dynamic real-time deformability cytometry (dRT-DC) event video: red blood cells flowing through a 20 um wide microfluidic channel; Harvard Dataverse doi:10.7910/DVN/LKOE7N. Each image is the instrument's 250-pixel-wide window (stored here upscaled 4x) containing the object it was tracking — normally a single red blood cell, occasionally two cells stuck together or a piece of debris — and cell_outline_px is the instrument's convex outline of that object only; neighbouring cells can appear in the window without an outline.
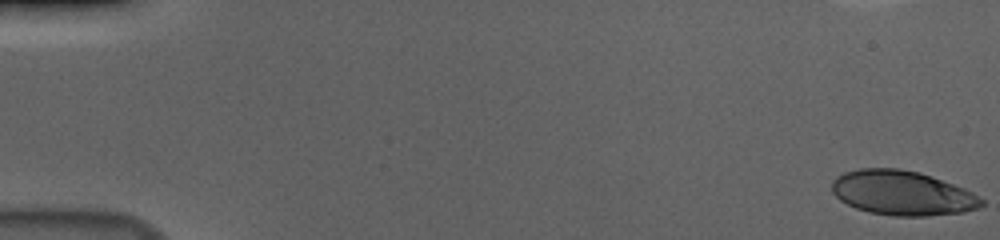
{"species": "human", "species_latin": "Homo sapiens", "temperature_condition": "cold", "stored_images_in_passage": 46, "camera_frame_rate_fps": 3000, "um_per_image_px": 0.085, "donor": {"sex": "male"}, "frame": {"image": 1, "passage_image": 1, "time_ms": 0.0, "image_size_px": [1000, 240], "cell_outline_px": [[984, 204], [980, 208], [964, 212], [928, 216], [892, 216], [868, 212], [856, 208], [840, 200], [832, 192], [832, 180], [836, 176], [844, 172], [860, 168], [900, 168], [920, 172], [964, 188], [972, 192], [984, 200]], "centroid_in_image_um": [76.69, 16.41], "position_along_channel_um": 8.3, "area_um2": 39.13}}